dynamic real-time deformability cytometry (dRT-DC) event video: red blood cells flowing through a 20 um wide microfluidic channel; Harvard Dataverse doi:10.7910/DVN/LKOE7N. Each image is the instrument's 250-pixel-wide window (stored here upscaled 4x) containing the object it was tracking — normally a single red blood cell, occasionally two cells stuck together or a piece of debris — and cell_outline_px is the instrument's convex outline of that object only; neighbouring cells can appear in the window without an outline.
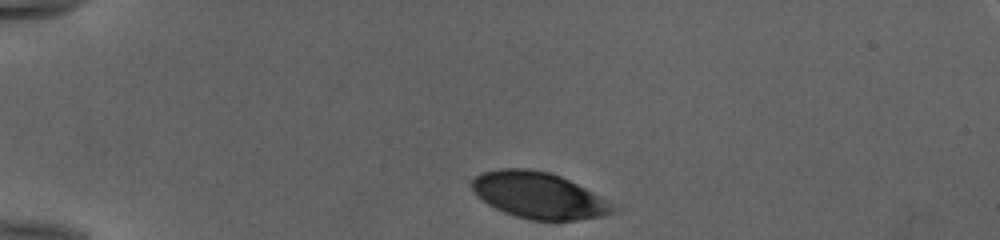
{"species": "human", "species_latin": "Homo sapiens", "temperature_condition": "cold", "stored_images_in_passage": 35, "camera_frame_rate_fps": 3000, "um_per_image_px": 0.085, "donor": {"sex": "female"}, "frame": {"image": 1, "passage_image": 1, "time_ms": 0.0, "image_size_px": [1000, 240], "cell_outline_px": [[624, 208], [604, 216], [576, 220], [532, 220], [516, 216], [504, 212], [488, 204], [468, 184], [476, 176], [484, 172], [500, 168], [528, 168], [548, 172], [560, 176]], "centroid_in_image_um": [45.85, 16.61], "position_along_channel_um": 39.1, "area_um2": 37.97}}
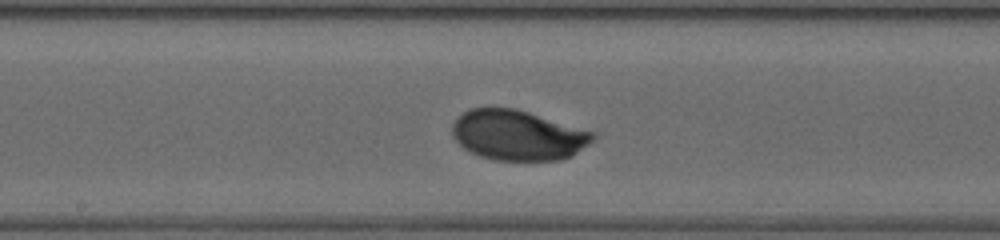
{"frame": {"image": 2, "passage_image": 18, "time_ms": 5.667, "image_size_px": [1000, 240], "cell_outline_px": [[600, 132], [588, 144], [572, 156], [560, 160], [496, 160], [480, 156], [464, 148], [452, 136], [452, 124], [464, 112], [472, 108], [516, 108]], "centroid_in_image_um": [44.09, 11.48], "position_along_channel_um": 204.1, "area_um2": 41.38}}
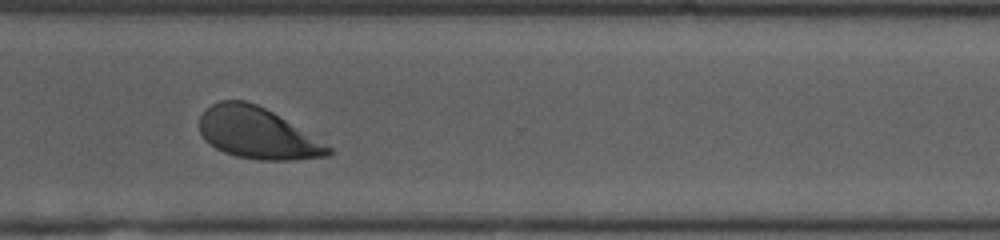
{"frame": {"image": 3, "passage_image": 29, "time_ms": 9.333, "image_size_px": [1000, 240], "cell_outline_px": [[332, 152], [328, 156], [296, 160], [260, 160], [236, 156], [224, 152], [216, 148], [204, 140], [200, 132], [200, 116], [212, 104], [220, 100], [244, 100], [256, 104], [272, 112], [328, 144], [332, 148]], "centroid_in_image_um": [21.88, 11.33], "position_along_channel_um": 348.7, "area_um2": 38.32}, "authors_computed_cell_mechanics": {"area_um2": 40.8646, "velocity_mm_per_s": 3.9392, "shape_relaxation_time_tau1_ms": 2.3391, "shape_relaxation_time_tau2_ms": null, "deformation_change_tau1": 0.1329, "deformation_change_tau2": null}}